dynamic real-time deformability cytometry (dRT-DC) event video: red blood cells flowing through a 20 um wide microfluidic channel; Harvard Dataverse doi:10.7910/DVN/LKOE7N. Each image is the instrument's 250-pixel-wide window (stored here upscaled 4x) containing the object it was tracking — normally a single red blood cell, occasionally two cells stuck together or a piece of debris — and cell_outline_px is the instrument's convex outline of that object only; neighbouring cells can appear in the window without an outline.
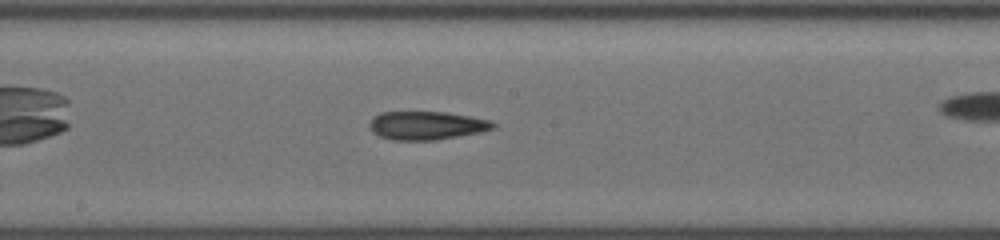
{"species": "common noctule bat (a hibernating species)", "species_latin": "Nyctalus noctula", "temperature_condition": "cold", "stored_images_in_passage": 35, "camera_frame_rate_fps": 3000, "um_per_image_px": 0.085, "animal": {"sex": "female", "body_mass_g": 19.5, "forearm_length_mm": 54.1}, "frame": {"image": 1, "passage_image": 16, "time_ms": 5.0, "image_size_px": [1000, 240], "cell_outline_px": [[496, 128], [484, 132], [436, 140], [392, 140], [380, 136], [372, 132], [368, 128], [368, 124], [372, 116], [380, 112], [444, 112], [492, 120], [496, 124]], "centroid_in_image_um": [36.26, 10.67], "position_along_channel_um": 211.9, "area_um2": 20.81}, "authors_computed_cell_mechanics": {"area_um2": 20.6924, "velocity_mm_per_s": 3.8765, "shape_relaxation_time_tau1_ms": null, "shape_relaxation_time_tau2_ms": 5.2652, "deformation_change_tau1": null, "deformation_change_tau2": 0.1765}}